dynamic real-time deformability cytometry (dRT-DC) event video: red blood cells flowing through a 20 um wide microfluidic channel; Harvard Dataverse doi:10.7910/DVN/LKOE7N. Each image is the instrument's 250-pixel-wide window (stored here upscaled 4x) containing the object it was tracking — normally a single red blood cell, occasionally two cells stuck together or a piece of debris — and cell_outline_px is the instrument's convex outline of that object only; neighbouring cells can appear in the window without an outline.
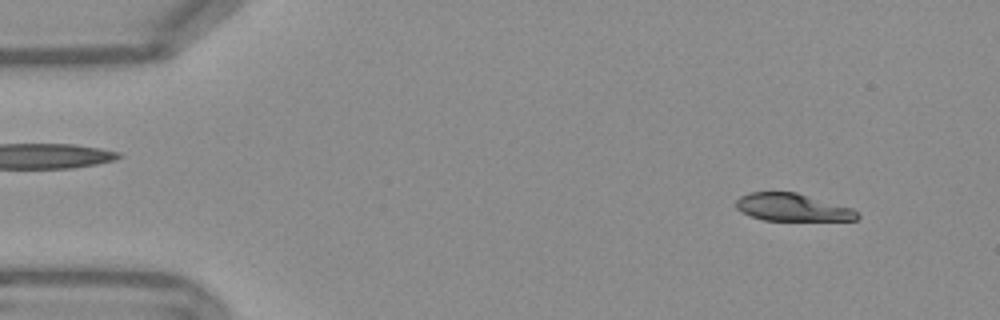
{"species": "Egyptian fruit bat (a non-hibernating species)", "species_latin": "Rousettus aegyptiacus", "temperature_condition": "warm", "stored_images_in_passage": 53, "camera_frame_rate_fps": 3000, "um_per_image_px": 0.085, "frame": {"image": 1, "passage_image": 5, "time_ms": 1.333, "image_size_px": [1000, 320], "cell_outline_px": [[860, 216], [856, 220], [764, 220], [740, 212], [736, 208], [736, 200], [740, 196], [748, 192], [796, 192], [852, 208], [860, 212]], "centroid_in_image_um": [67.35, 17.62], "position_along_channel_um": 17.6, "area_um2": 19.48}}
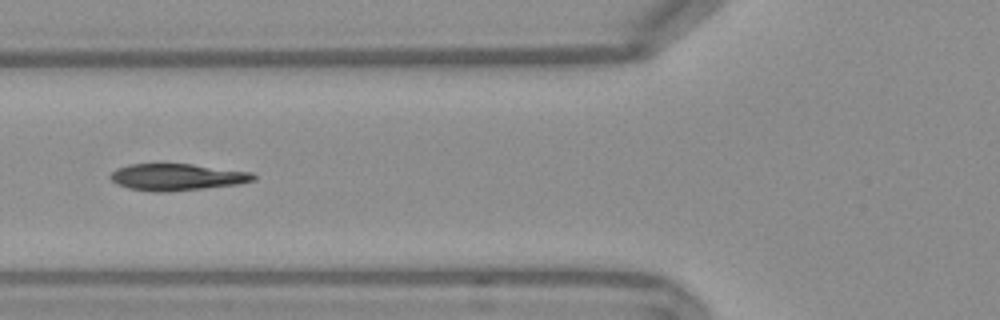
{"frame": {"image": 2, "passage_image": 20, "time_ms": 6.333, "image_size_px": [1000, 320], "cell_outline_px": [[256, 180], [240, 184], [168, 192], [152, 192], [128, 188], [116, 184], [108, 176], [116, 168], [128, 164], [192, 164], [252, 172], [256, 176]], "centroid_in_image_um": [15.03, 15.05], "position_along_channel_um": 110.8, "area_um2": 22.48}}
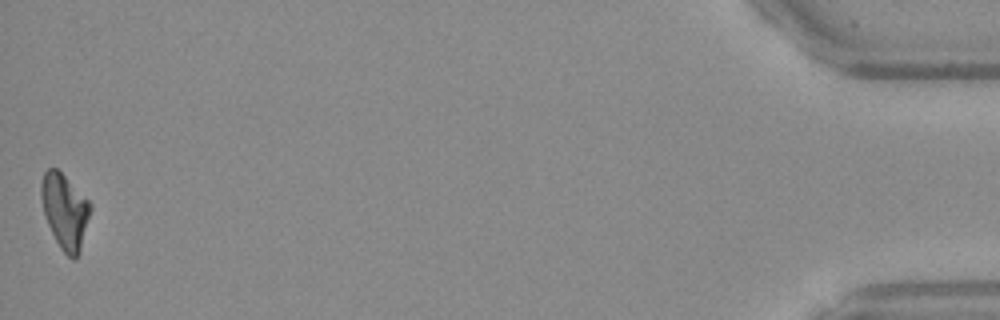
{"frame": {"image": 3, "passage_image": 53, "time_ms": 17.333, "image_size_px": [1000, 320], "cell_outline_px": [[92, 208], [80, 252], [76, 260], [72, 260], [60, 248], [48, 224], [44, 212], [40, 196], [40, 184], [44, 172], [48, 168], [56, 168], [92, 204]], "centroid_in_image_um": [5.52, 17.97], "position_along_channel_um": 429.7, "area_um2": 21.39}, "authors_computed_cell_mechanics": {"area_um2": 21.7906, "velocity_mm_per_s": 3.7921, "shape_relaxation_time_tau1_ms": 6.6142, "shape_relaxation_time_tau2_ms": 2.0812, "deformation_change_tau1": 0.2455, "deformation_change_tau2": 0.07}}